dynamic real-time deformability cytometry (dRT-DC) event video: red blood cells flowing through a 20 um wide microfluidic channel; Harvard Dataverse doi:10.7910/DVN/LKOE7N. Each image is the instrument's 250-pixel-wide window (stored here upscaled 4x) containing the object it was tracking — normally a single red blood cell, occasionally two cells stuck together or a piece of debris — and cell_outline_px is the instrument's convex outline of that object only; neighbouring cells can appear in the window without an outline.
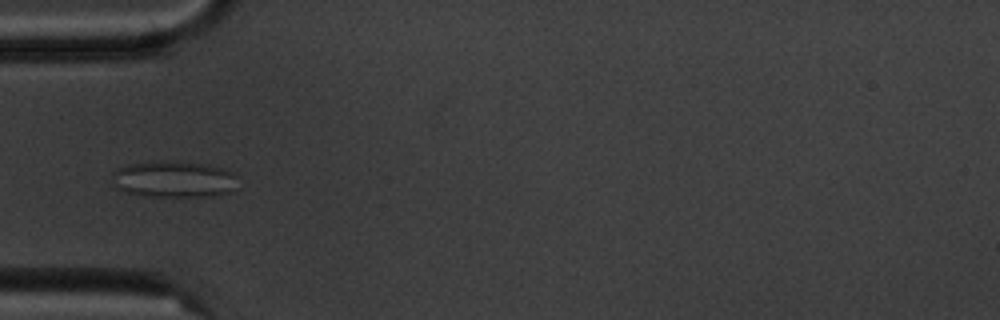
{"species": "common noctule bat (a hibernating species)", "species_latin": "Nyctalus noctula", "temperature_condition": "cold", "stored_images_in_passage": 9, "camera_frame_rate_fps": 3000, "um_per_image_px": 0.085, "animal": {"sex": "male", "body_mass_g": 20.1, "forearm_length_mm": 53.5}, "frame": {"image": 1, "passage_image": 4, "time_ms": 3.667, "image_size_px": [1000, 320], "cell_outline_px": [[236, 176], [232, 192], [220, 196], [144, 196], [128, 192], [116, 188], [112, 184], [112, 172], [116, 168], [128, 164], [152, 160], [180, 160], [208, 164], [224, 168], [236, 172]], "centroid_in_image_um": [14.77, 15.2], "position_along_channel_um": 70.2, "area_um2": 27.57}}
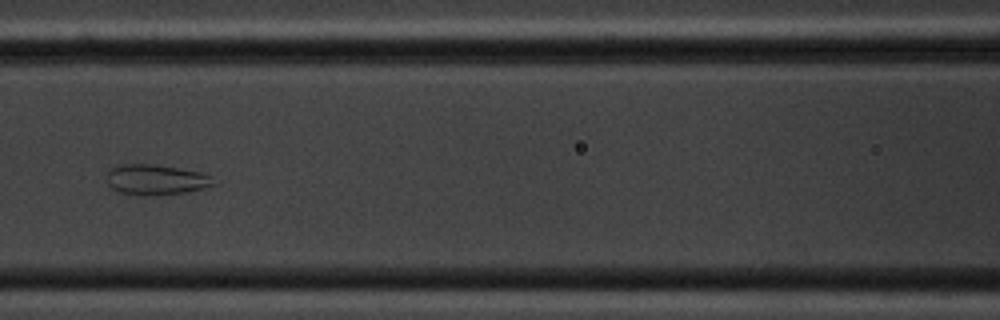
{"frame": {"image": 2, "passage_image": 6, "time_ms": 6.0, "image_size_px": [1000, 320], "cell_outline_px": [[220, 180], [216, 184], [204, 188], [184, 192], [148, 196], [120, 192], [112, 188], [108, 184], [108, 172], [112, 168], [120, 164], [152, 164], [200, 172]], "centroid_in_image_um": [13.3, 15.27], "position_along_channel_um": 153.3, "area_um2": 18.79}}
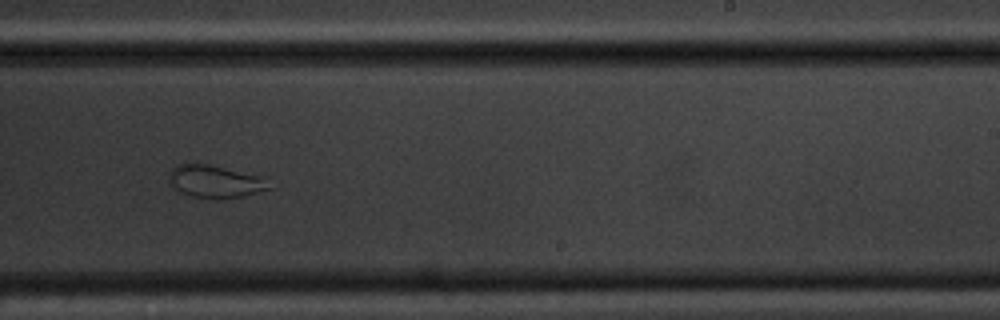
{"frame": {"image": 3, "passage_image": 9, "time_ms": 9.333, "image_size_px": [1000, 320], "cell_outline_px": [[272, 188], [244, 196], [192, 196], [180, 192], [172, 188], [168, 180], [172, 168], [176, 164], [208, 164], [268, 176]], "centroid_in_image_um": [18.35, 15.38], "position_along_channel_um": 270.6, "area_um2": 18.9}}